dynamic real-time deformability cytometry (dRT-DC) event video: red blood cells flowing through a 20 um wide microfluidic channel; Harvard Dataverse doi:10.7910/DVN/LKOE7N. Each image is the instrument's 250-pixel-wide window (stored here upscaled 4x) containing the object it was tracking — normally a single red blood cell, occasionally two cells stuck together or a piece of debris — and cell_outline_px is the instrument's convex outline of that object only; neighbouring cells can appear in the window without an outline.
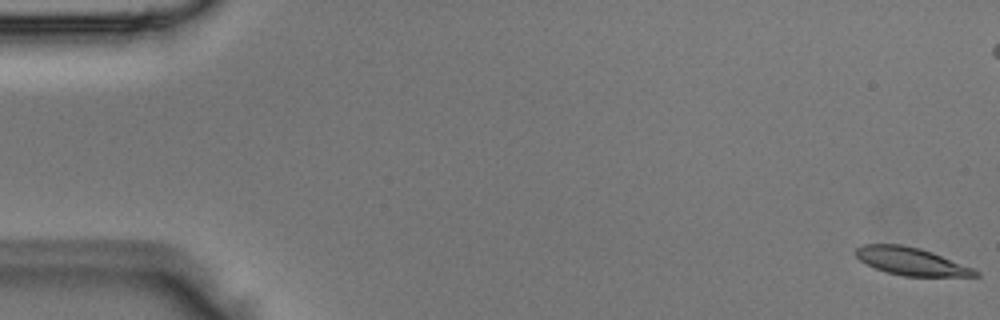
{"species": "Egyptian fruit bat (a non-hibernating species)", "species_latin": "Rousettus aegyptiacus", "temperature_condition": "room temperature", "stored_images_in_passage": 52, "camera_frame_rate_fps": 3000, "um_per_image_px": 0.085, "animal": {"sex": "male"}, "frame": {"image": 1, "passage_image": 1, "time_ms": 0.0, "image_size_px": [1000, 320], "cell_outline_px": [[980, 276], [904, 276], [888, 272], [876, 268], [860, 260], [856, 256], [856, 248], [864, 244], [900, 244], [920, 248], [932, 252], [972, 268], [980, 272]], "centroid_in_image_um": [77.45, 22.21], "position_along_channel_um": 7.6, "area_um2": 18.96}}
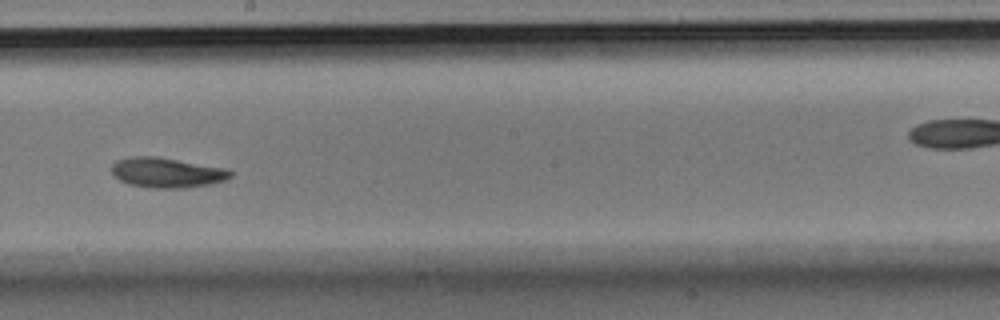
{"frame": {"image": 2, "passage_image": 29, "time_ms": 9.333, "image_size_px": [1000, 320], "cell_outline_px": [[232, 176], [228, 180], [212, 184], [184, 188], [152, 188], [128, 184], [120, 180], [112, 172], [112, 164], [116, 160], [132, 156], [156, 156], [228, 168], [232, 172]], "centroid_in_image_um": [14.23, 14.67], "position_along_channel_um": 234.0, "area_um2": 21.04}}
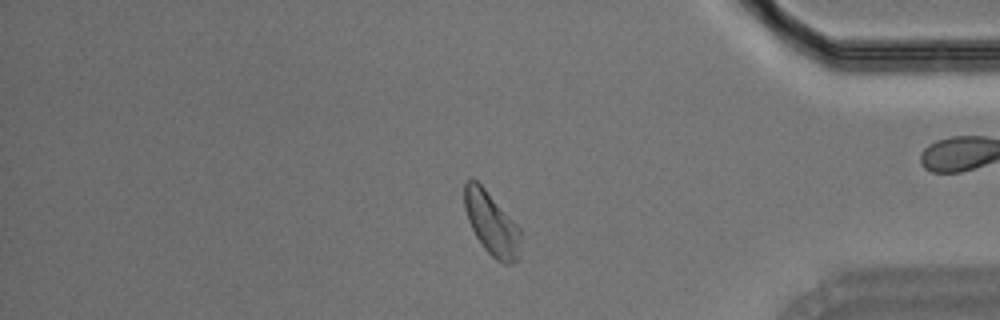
{"frame": {"image": 3, "passage_image": 43, "time_ms": 14.0, "image_size_px": [1000, 320], "cell_outline_px": [[520, 236], [516, 260], [512, 264], [504, 264], [496, 260], [484, 248], [476, 236], [468, 220], [464, 208], [464, 184], [472, 176], [484, 188], [520, 228]], "centroid_in_image_um": [41.74, 18.98], "position_along_channel_um": 393.5, "area_um2": 20.23}}